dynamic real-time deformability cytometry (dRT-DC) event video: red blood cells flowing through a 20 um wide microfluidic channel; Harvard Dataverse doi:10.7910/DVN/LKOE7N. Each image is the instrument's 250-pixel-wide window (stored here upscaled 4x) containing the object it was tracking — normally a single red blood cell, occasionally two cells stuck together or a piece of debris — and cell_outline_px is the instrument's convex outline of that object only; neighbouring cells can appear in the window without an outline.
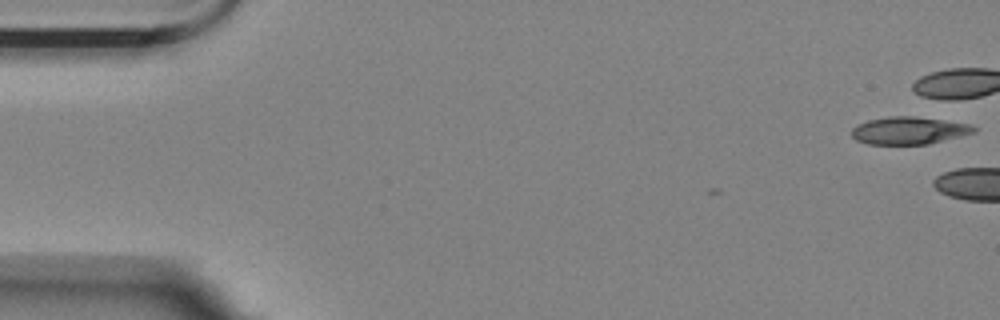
{"species": "Egyptian fruit bat (a non-hibernating species)", "species_latin": "Rousettus aegyptiacus", "temperature_condition": "room temperature", "stored_images_in_passage": 2, "camera_frame_rate_fps": 3000, "um_per_image_px": 0.085, "animal": {"sex": "female"}, "frame": {"image": 1, "passage_image": 1, "time_ms": 0.0, "image_size_px": [1000, 320], "cell_outline_px": [[976, 132], [928, 144], [868, 144], [856, 140], [852, 136], [852, 128], [856, 124], [868, 120], [888, 116], [912, 116], [968, 124], [976, 128]], "centroid_in_image_um": [77.2, 11.1], "position_along_channel_um": 7.8, "area_um2": 19.36}}